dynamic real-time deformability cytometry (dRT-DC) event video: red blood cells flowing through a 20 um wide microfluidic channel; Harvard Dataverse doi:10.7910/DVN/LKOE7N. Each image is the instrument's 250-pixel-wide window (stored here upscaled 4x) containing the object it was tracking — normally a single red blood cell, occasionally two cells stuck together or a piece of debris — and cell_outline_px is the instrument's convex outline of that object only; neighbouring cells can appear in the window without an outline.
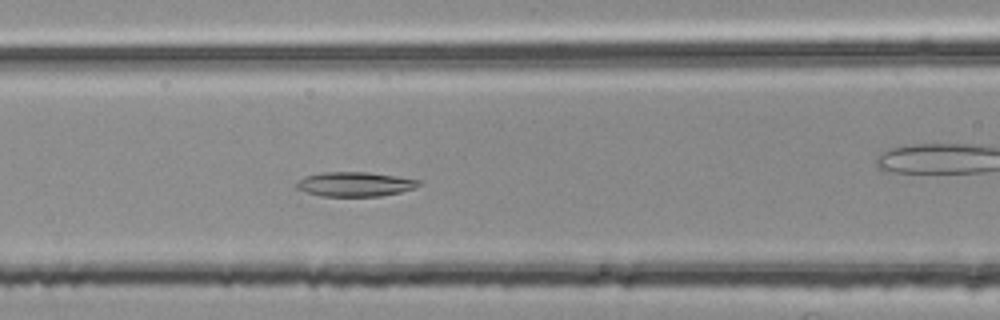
{"species": "common noctule bat (a hibernating species)", "species_latin": "Nyctalus noctula", "temperature_condition": "room temperature", "stored_images_in_passage": 45, "camera_frame_rate_fps": 3000, "um_per_image_px": 0.085, "animal": {"sex": "female", "body_mass_g": 25.1}, "frame": {"image": 1, "passage_image": 15, "time_ms": 4.667, "image_size_px": [1000, 320], "cell_outline_px": [[424, 184], [416, 188], [400, 192], [380, 196], [320, 196], [304, 192], [296, 188], [296, 184], [304, 176], [320, 172], [368, 172], [424, 180]], "centroid_in_image_um": [30.22, 15.65], "position_along_channel_um": 136.4, "area_um2": 17.74}}
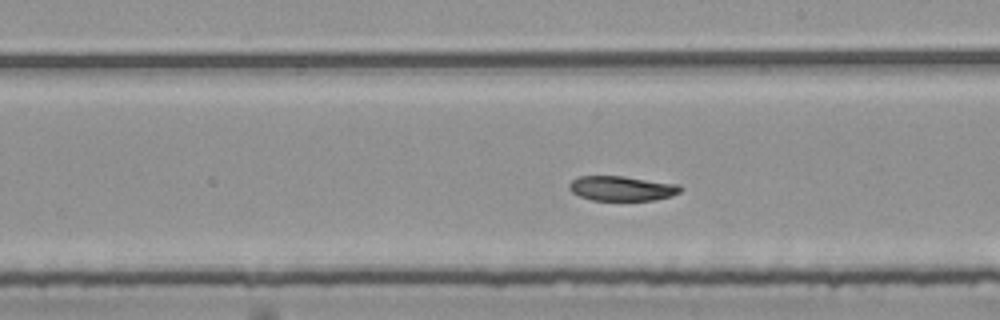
{"frame": {"image": 2, "passage_image": 23, "time_ms": 7.333, "image_size_px": [1000, 320], "cell_outline_px": [[684, 188], [680, 192], [672, 196], [656, 200], [592, 200], [580, 196], [572, 192], [568, 188], [568, 184], [572, 180], [580, 176], [624, 176], [680, 184]], "centroid_in_image_um": [52.9, 16.01], "position_along_channel_um": 236.1, "area_um2": 16.24}}
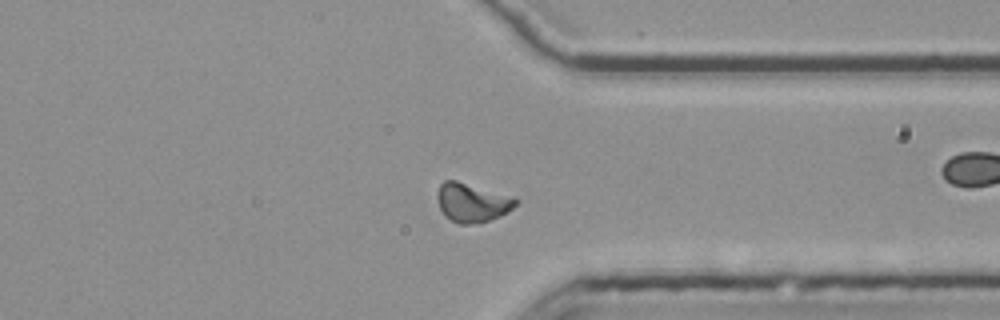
{"frame": {"image": 3, "passage_image": 34, "time_ms": 11.0, "image_size_px": [1000, 320], "cell_outline_px": [[520, 200], [508, 212], [500, 216], [476, 224], [460, 224], [444, 216], [440, 208], [436, 196], [436, 192], [440, 184], [444, 180], [456, 180], [516, 196]], "centroid_in_image_um": [40.15, 17.2], "position_along_channel_um": 371.3, "area_um2": 18.15}}